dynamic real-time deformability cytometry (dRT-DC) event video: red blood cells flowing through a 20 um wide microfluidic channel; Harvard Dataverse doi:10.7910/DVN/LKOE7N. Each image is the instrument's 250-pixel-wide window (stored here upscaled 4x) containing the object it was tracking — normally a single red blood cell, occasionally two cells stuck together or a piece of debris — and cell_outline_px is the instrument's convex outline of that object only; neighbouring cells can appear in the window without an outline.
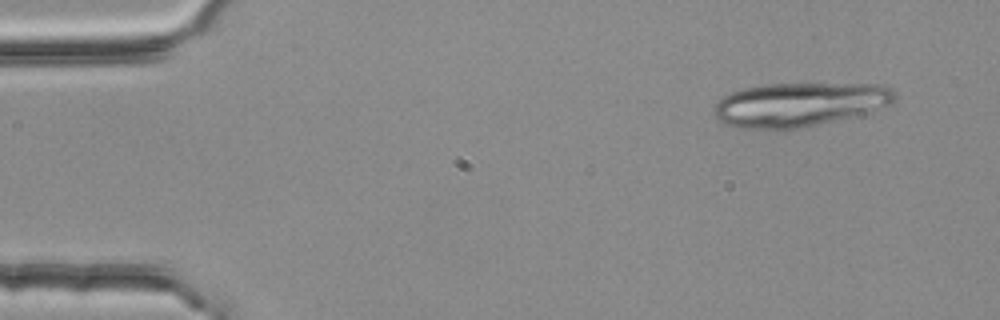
{"species": "common noctule bat (a hibernating species)", "species_latin": "Nyctalus noctula", "temperature_condition": "room temperature", "stored_images_in_passage": 4, "camera_frame_rate_fps": 3000, "um_per_image_px": 0.085, "animal": {"sex": "female", "body_mass_g": 25.1}, "frame": {"image": 1, "passage_image": 1, "time_ms": 0.0, "image_size_px": [1000, 320], "cell_outline_px": [[896, 100], [888, 104], [868, 112], [852, 116], [796, 128], [736, 128], [724, 124], [712, 112], [712, 108], [724, 96], [732, 92], [744, 88], [764, 84], [884, 84], [892, 88], [896, 92]], "centroid_in_image_um": [67.94, 8.86], "position_along_channel_um": 17.1, "area_um2": 45.78}}